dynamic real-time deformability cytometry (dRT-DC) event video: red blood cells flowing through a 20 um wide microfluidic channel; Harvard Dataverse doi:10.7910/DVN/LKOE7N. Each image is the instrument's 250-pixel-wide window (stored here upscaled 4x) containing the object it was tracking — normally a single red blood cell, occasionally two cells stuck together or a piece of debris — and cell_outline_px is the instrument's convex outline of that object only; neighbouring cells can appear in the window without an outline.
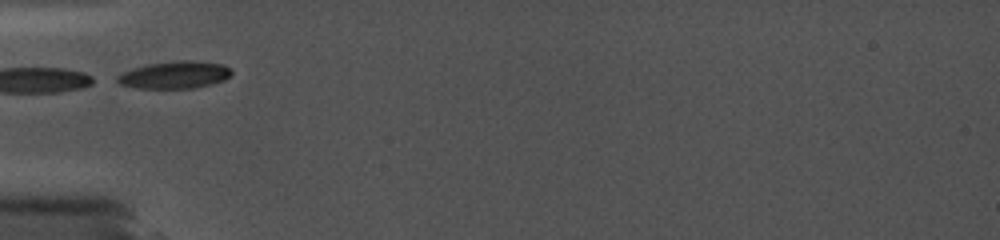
{"species": "common noctule bat (a hibernating species)", "species_latin": "Nyctalus noctula", "temperature_condition": "cold", "stored_images_in_passage": 21, "camera_frame_rate_fps": 5000, "um_per_image_px": 0.085, "animal": {"sex": "female", "body_mass_g": 19.0, "forearm_length_mm": 56.7}, "frame": {"image": 1, "passage_image": 1, "time_ms": 0.0, "image_size_px": [1000, 240], "cell_outline_px": [[232, 76], [224, 80], [212, 84], [192, 88], [136, 88], [120, 84], [116, 80], [116, 76], [132, 68], [148, 64], [172, 60], [192, 60], [224, 64], [232, 68]], "centroid_in_image_um": [14.89, 6.35], "position_along_channel_um": 70.1, "area_um2": 18.44}}
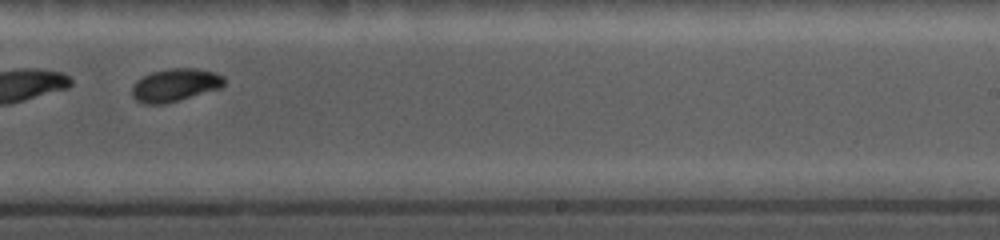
{"frame": {"image": 2, "passage_image": 12, "time_ms": 5.4, "image_size_px": [1000, 240], "cell_outline_px": [[224, 84], [220, 88], [180, 100], [164, 104], [144, 104], [136, 100], [132, 96], [132, 88], [136, 80], [152, 72], [168, 68], [196, 68], [216, 72], [224, 76]], "centroid_in_image_um": [14.89, 7.22], "position_along_channel_um": 274.1, "area_um2": 17.74}, "authors_computed_cell_mechanics": {"area_um2": 18.0336, "velocity_mm_per_s": 3.7895, "shape_relaxation_time_tau1_ms": null, "shape_relaxation_time_tau2_ms": 4.5511, "deformation_change_tau1": null, "deformation_change_tau2": 0.0564}}